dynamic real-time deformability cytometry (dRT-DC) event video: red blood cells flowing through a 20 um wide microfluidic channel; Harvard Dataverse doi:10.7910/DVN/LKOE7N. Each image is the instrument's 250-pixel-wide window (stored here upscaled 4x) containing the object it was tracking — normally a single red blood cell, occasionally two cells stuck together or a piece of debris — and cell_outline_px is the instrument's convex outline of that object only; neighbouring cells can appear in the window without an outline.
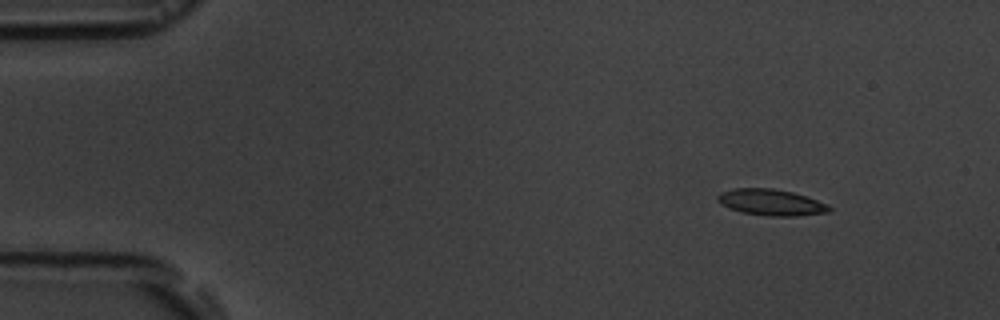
{"species": "common noctule bat (a hibernating species)", "species_latin": "Nyctalus noctula", "temperature_condition": "room temperature", "stored_images_in_passage": 6, "camera_frame_rate_fps": 3000, "um_per_image_px": 0.085, "animal": {"sex": "male", "body_mass_g": 19.5, "forearm_length_mm": 54.6}, "frame": {"image": 1, "passage_image": 2, "time_ms": 1.333, "image_size_px": [1000, 320], "cell_outline_px": [[832, 212], [796, 216], [768, 216], [740, 212], [728, 208], [720, 204], [716, 200], [716, 196], [720, 192], [736, 188], [772, 188], [792, 192], [828, 204], [832, 208]], "centroid_in_image_um": [65.52, 17.21], "position_along_channel_um": 19.5, "area_um2": 17.22}}